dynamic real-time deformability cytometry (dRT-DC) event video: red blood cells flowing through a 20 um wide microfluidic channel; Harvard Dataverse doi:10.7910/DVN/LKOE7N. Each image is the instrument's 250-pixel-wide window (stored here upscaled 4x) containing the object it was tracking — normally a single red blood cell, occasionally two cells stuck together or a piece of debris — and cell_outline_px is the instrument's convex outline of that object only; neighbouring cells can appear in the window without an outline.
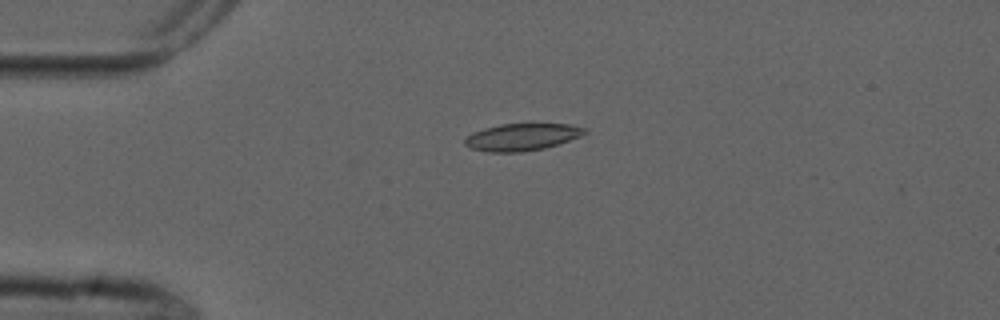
{"species": "common noctule bat (a hibernating species)", "species_latin": "Nyctalus noctula", "temperature_condition": "cold", "stored_images_in_passage": 5, "camera_frame_rate_fps": 3000, "um_per_image_px": 0.085, "animal": {"sex": "male", "forearm_length_mm": 52.5}, "frame": {"image": 1, "passage_image": 4, "time_ms": 3.667, "image_size_px": [1000, 320], "cell_outline_px": [[588, 132], [580, 136], [544, 148], [520, 152], [484, 152], [472, 148], [464, 144], [464, 140], [472, 132], [484, 128], [500, 124], [568, 124], [588, 128]], "centroid_in_image_um": [44.35, 11.64], "position_along_channel_um": 40.6, "area_um2": 18.84}}